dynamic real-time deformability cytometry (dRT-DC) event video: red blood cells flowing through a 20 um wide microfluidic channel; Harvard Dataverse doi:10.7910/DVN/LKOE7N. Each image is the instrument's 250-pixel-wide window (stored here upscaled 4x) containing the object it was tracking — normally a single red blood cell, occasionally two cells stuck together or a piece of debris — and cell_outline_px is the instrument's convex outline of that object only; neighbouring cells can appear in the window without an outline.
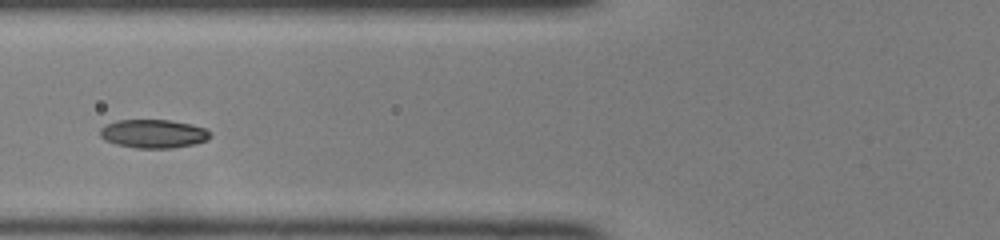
{"species": "common noctule bat (a hibernating species)", "species_latin": "Nyctalus noctula", "temperature_condition": "room temperature", "stored_images_in_passage": 31, "camera_frame_rate_fps": 3000, "um_per_image_px": 0.085, "animal": {"sex": "female", "body_mass_g": 22.0, "forearm_length_mm": 56.7}, "frame": {"image": 1, "passage_image": 9, "time_ms": 2.667, "image_size_px": [1000, 240], "cell_outline_px": [[212, 136], [208, 140], [196, 144], [172, 148], [136, 148], [116, 144], [104, 140], [100, 136], [100, 128], [104, 124], [116, 120], [172, 120], [192, 124], [204, 128], [212, 132]], "centroid_in_image_um": [13.06, 11.36], "position_along_channel_um": 112.7, "area_um2": 18.67}}
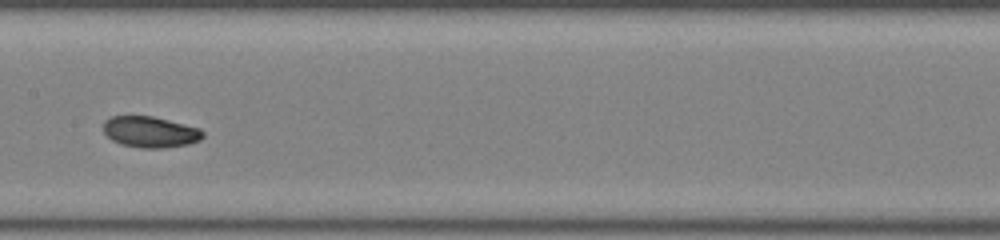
{"frame": {"image": 2, "passage_image": 15, "time_ms": 4.667, "image_size_px": [1000, 240], "cell_outline_px": [[204, 136], [200, 140], [188, 144], [160, 148], [140, 148], [120, 144], [112, 140], [104, 132], [104, 120], [112, 116], [152, 116], [200, 128], [204, 132]], "centroid_in_image_um": [12.77, 11.22], "position_along_channel_um": 194.6, "area_um2": 17.98}}
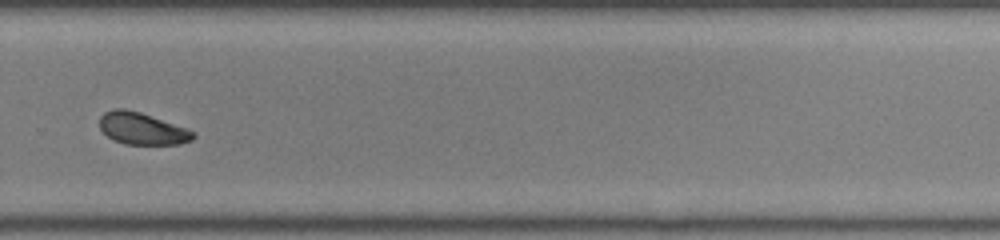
{"frame": {"image": 3, "passage_image": 24, "time_ms": 7.667, "image_size_px": [1000, 240], "cell_outline_px": [[196, 136], [192, 140], [180, 144], [124, 144], [112, 140], [100, 128], [100, 116], [104, 112], [116, 108], [124, 108], [140, 112], [188, 128], [196, 132]], "centroid_in_image_um": [12.1, 10.93], "position_along_channel_um": 317.7, "area_um2": 17.57}, "authors_computed_cell_mechanics": {"area_um2": 18.0336, "velocity_mm_per_s": 4.1077, "shape_relaxation_time_tau1_ms": 2.5417, "shape_relaxation_time_tau2_ms": 4.27, "deformation_change_tau1": 0.0901, "deformation_change_tau2": 0.096}}